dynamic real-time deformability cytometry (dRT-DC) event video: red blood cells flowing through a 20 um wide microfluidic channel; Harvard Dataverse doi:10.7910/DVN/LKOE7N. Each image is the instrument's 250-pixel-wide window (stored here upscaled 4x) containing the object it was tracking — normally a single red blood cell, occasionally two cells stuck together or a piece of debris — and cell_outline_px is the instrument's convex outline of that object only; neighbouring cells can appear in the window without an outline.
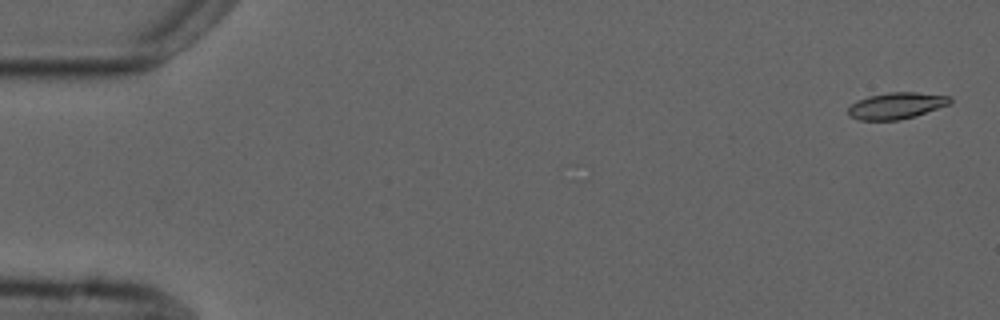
{"species": "common noctule bat (a hibernating species)", "species_latin": "Nyctalus noctula", "temperature_condition": "cold", "stored_images_in_passage": 8, "camera_frame_rate_fps": 3000, "um_per_image_px": 0.085, "animal": {"sex": "male", "forearm_length_mm": 52.5}, "frame": {"image": 1, "passage_image": 1, "time_ms": 0.0, "image_size_px": [1000, 320], "cell_outline_px": [[952, 100], [948, 104], [916, 116], [900, 120], [860, 120], [848, 116], [848, 108], [856, 100], [868, 96], [888, 92], [916, 92], [952, 96]], "centroid_in_image_um": [76.17, 8.98], "position_along_channel_um": 8.8, "area_um2": 15.78}}
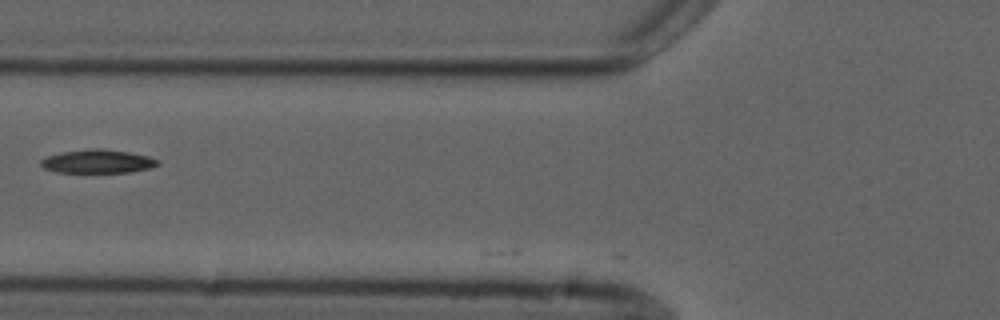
{"frame": {"image": 2, "passage_image": 6, "time_ms": 6.667, "image_size_px": [1000, 320], "cell_outline_px": [[160, 164], [152, 168], [128, 172], [56, 172], [44, 168], [40, 164], [40, 160], [48, 156], [64, 152], [92, 148], [104, 148], [128, 152], [148, 156], [160, 160]], "centroid_in_image_um": [8.34, 13.72], "position_along_channel_um": 117.5, "area_um2": 16.01}}
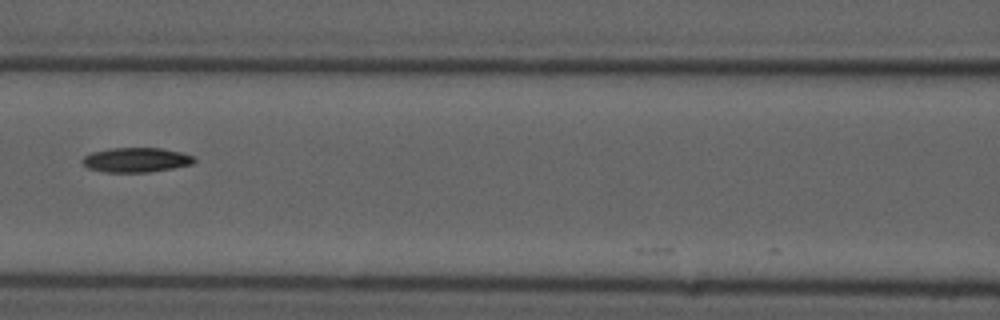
{"frame": {"image": 3, "passage_image": 7, "time_ms": 7.667, "image_size_px": [1000, 320], "cell_outline_px": [[196, 160], [192, 164], [172, 168], [148, 172], [104, 172], [88, 168], [80, 160], [84, 156], [92, 152], [108, 148], [160, 148], [180, 152], [192, 156]], "centroid_in_image_um": [11.53, 13.59], "position_along_channel_um": 155.1, "area_um2": 15.95}}